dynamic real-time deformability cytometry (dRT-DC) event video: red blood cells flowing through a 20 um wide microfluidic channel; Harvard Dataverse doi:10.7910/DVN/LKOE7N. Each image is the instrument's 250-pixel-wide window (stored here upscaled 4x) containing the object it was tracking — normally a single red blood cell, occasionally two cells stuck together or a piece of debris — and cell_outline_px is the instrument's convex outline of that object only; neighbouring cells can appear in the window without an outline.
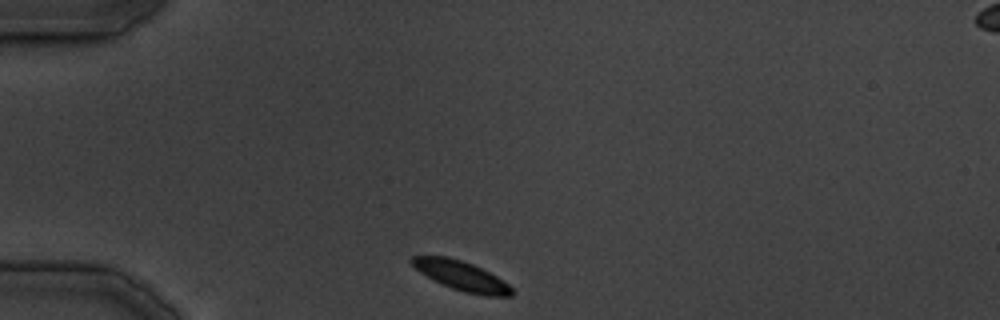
{"species": "common noctule bat (a hibernating species)", "species_latin": "Nyctalus noctula", "temperature_condition": "cold", "stored_images_in_passage": 7, "camera_frame_rate_fps": 3000, "um_per_image_px": 0.085, "animal": {"sex": "male", "body_mass_g": 19.5, "forearm_length_mm": 54.6}, "frame": {"image": 1, "passage_image": 1, "time_ms": 0.0, "image_size_px": [1000, 320], "cell_outline_px": [[516, 292], [512, 296], [488, 296], [464, 292], [452, 288], [432, 280], [420, 272], [408, 260], [412, 256], [448, 256], [472, 264], [496, 276], [508, 284]], "centroid_in_image_um": [39.21, 23.45], "position_along_channel_um": 45.8, "area_um2": 17.11}}
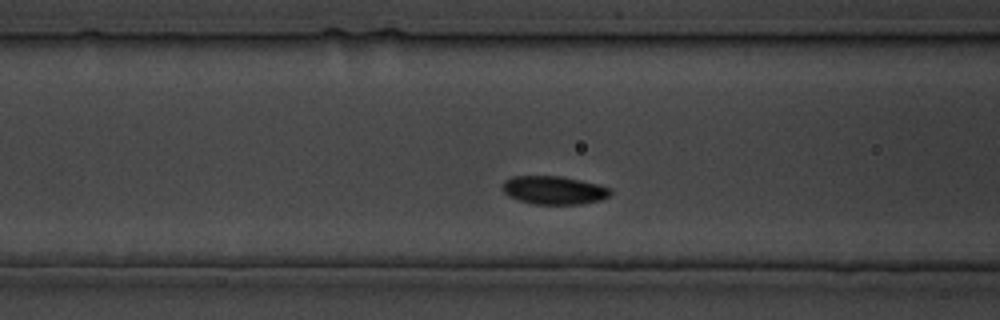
{"frame": {"image": 2, "passage_image": 6, "time_ms": 7.333, "image_size_px": [1000, 320], "cell_outline_px": [[612, 192], [608, 196], [600, 200], [580, 204], [532, 204], [516, 200], [508, 196], [504, 192], [504, 180], [512, 176], [560, 176], [580, 180], [596, 184], [608, 188]], "centroid_in_image_um": [47.04, 16.17], "position_along_channel_um": 119.6, "area_um2": 17.69}}